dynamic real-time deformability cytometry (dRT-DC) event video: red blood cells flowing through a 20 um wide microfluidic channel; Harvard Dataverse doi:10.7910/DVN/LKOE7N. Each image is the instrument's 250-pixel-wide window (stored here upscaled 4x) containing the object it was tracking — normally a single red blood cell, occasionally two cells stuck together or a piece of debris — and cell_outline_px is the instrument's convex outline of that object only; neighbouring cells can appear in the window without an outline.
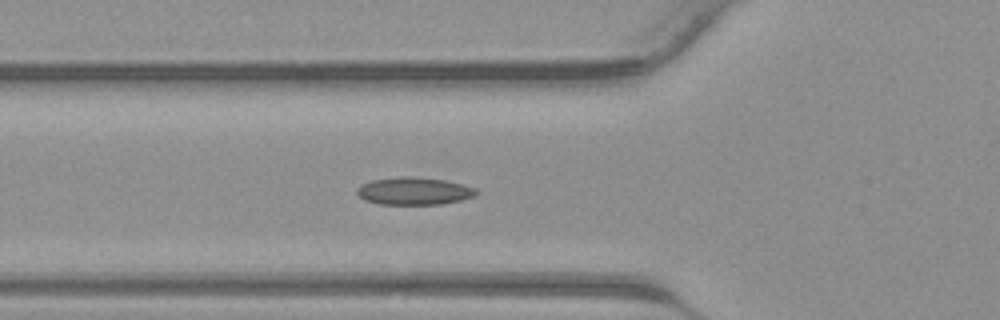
{"species": "common noctule bat (a hibernating species)", "species_latin": "Nyctalus noctula", "temperature_condition": "warm", "stored_images_in_passage": 28, "camera_frame_rate_fps": 3000, "um_per_image_px": 0.085, "animal": {"sex": "male", "body_mass_g": 23.1, "forearm_length_mm": 52.7}, "frame": {"image": 1, "passage_image": 8, "time_ms": 2.333, "image_size_px": [1000, 320], "cell_outline_px": [[480, 192], [476, 196], [460, 200], [440, 204], [380, 204], [364, 200], [356, 192], [356, 188], [372, 180], [400, 176], [412, 176], [444, 180], [476, 188]], "centroid_in_image_um": [35.21, 16.24], "position_along_channel_um": 90.6, "area_um2": 19.07}}
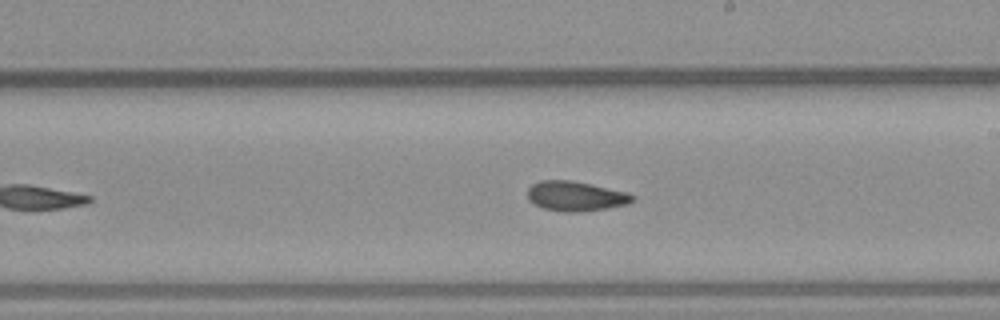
{"frame": {"image": 2, "passage_image": 17, "time_ms": 5.333, "image_size_px": [1000, 320], "cell_outline_px": [[636, 196], [632, 200], [624, 204], [608, 208], [576, 212], [564, 212], [544, 208], [528, 200], [528, 188], [532, 184], [540, 180], [572, 180], [628, 192]], "centroid_in_image_um": [48.91, 16.66], "position_along_channel_um": 240.1, "area_um2": 18.09}}
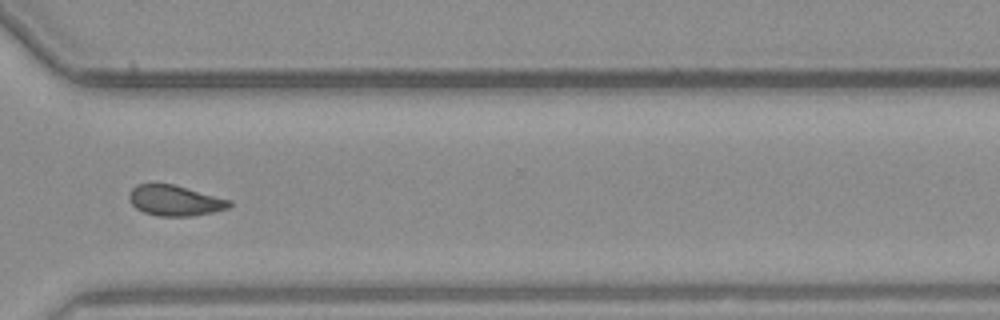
{"frame": {"image": 3, "passage_image": 24, "time_ms": 7.667, "image_size_px": [1000, 320], "cell_outline_px": [[232, 204], [228, 208], [212, 212], [188, 216], [160, 216], [144, 212], [136, 208], [132, 204], [128, 196], [132, 188], [136, 184], [172, 184], [232, 200]], "centroid_in_image_um": [14.87, 17.04], "position_along_channel_um": 355.7, "area_um2": 17.63}}